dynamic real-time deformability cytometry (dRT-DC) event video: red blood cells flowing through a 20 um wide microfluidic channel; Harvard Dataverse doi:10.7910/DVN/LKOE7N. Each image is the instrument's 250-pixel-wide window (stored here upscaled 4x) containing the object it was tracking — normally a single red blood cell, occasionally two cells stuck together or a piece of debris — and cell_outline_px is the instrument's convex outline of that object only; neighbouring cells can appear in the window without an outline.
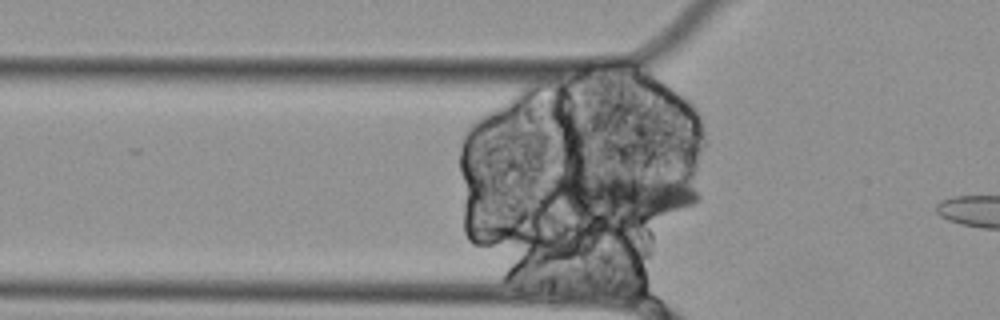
{"species": "Egyptian fruit bat (a non-hibernating species)", "species_latin": "Rousettus aegyptiacus", "temperature_condition": "cold", "stored_images_in_passage": 7, "camera_frame_rate_fps": 3000, "um_per_image_px": 0.085, "animal": {"sex": "female"}, "frame": {"image": 1, "passage_image": 5, "time_ms": 1.333, "image_size_px": [1000, 320], "cell_outline_px": [[700, 200], [692, 204], [680, 208], [648, 216], [584, 220], [560, 196], [552, 180], [560, 172], [652, 176], [676, 180], [692, 188], [700, 196]], "centroid_in_image_um": [52.86, 16.56], "position_along_channel_um": 72.9, "area_um2": 37.22}}